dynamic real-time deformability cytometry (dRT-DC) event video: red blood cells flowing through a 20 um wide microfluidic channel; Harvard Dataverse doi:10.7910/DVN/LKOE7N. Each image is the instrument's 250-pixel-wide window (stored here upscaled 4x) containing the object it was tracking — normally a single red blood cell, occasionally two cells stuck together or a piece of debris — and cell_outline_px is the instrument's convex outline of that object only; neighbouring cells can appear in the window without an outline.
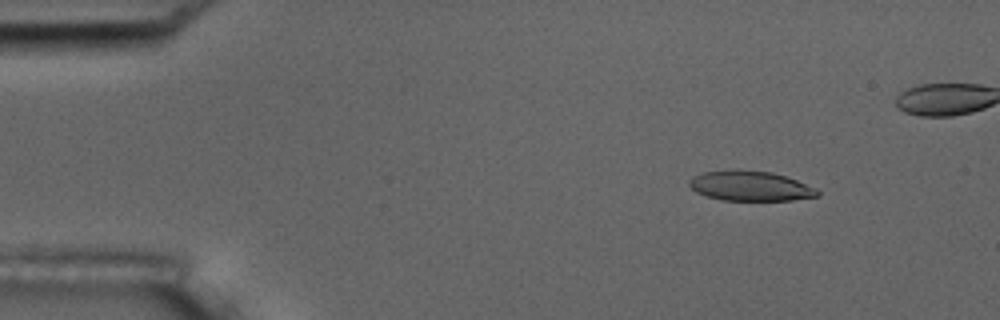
{"species": "common noctule bat (a hibernating species)", "species_latin": "Nyctalus noctula", "temperature_condition": "room temperature", "stored_images_in_passage": 10, "camera_frame_rate_fps": 3000, "um_per_image_px": 0.085, "animal": {"sex": "male", "body_mass_g": 17.5, "forearm_length_mm": 52.3}, "frame": {"image": 1, "passage_image": 2, "time_ms": 1.0, "image_size_px": [1000, 320], "cell_outline_px": [[820, 196], [792, 200], [720, 200], [696, 192], [688, 184], [688, 180], [692, 176], [704, 172], [736, 168], [772, 172], [796, 180], [816, 188], [820, 192]], "centroid_in_image_um": [63.75, 15.79], "position_along_channel_um": 21.2, "area_um2": 22.6}}
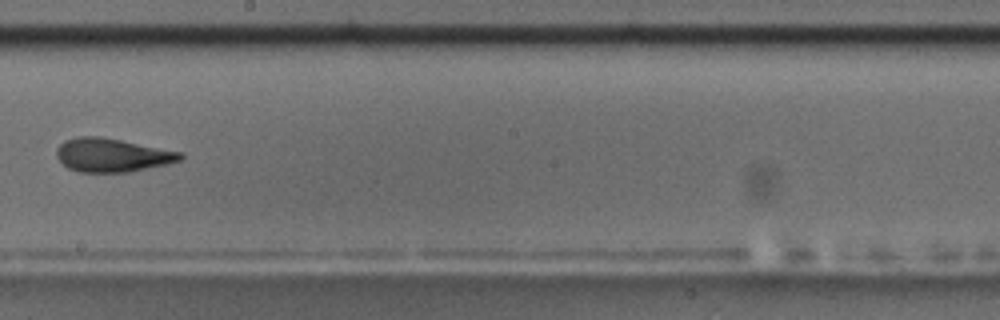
{"frame": {"image": 2, "passage_image": 9, "time_ms": 9.333, "image_size_px": [1000, 320], "cell_outline_px": [[184, 156], [180, 160], [164, 164], [128, 172], [76, 172], [68, 168], [56, 156], [56, 148], [64, 140], [80, 136], [100, 136], [184, 152]], "centroid_in_image_um": [9.51, 13.17], "position_along_channel_um": 238.7, "area_um2": 24.16}}